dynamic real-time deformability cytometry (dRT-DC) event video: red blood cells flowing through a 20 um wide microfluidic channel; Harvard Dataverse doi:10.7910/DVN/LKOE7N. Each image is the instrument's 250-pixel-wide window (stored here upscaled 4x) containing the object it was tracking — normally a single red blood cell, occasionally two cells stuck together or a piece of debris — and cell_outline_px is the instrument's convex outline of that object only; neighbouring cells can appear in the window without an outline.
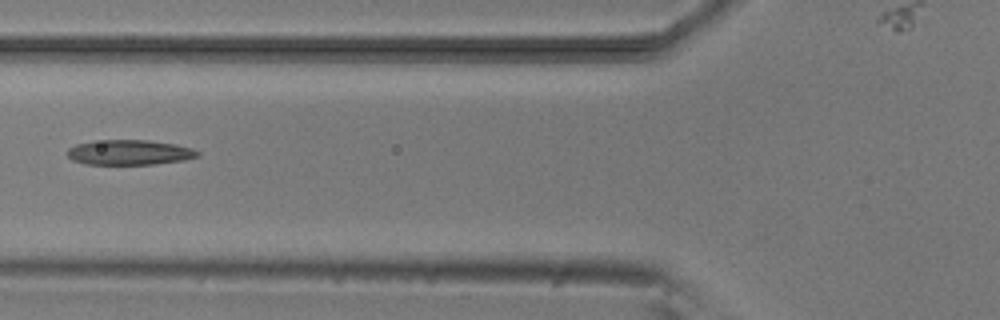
{"species": "common noctule bat (a hibernating species)", "species_latin": "Nyctalus noctula", "temperature_condition": "room temperature", "stored_images_in_passage": 6, "camera_frame_rate_fps": 3000, "um_per_image_px": 0.085, "animal": {"sex": "male", "body_mass_g": 20.5, "forearm_length_mm": 52.5}, "frame": {"image": 1, "passage_image": 5, "time_ms": 5.333, "image_size_px": [1000, 320], "cell_outline_px": [[200, 156], [184, 160], [156, 164], [84, 164], [72, 160], [68, 156], [68, 148], [76, 144], [104, 140], [148, 140], [176, 144], [192, 148], [200, 152]], "centroid_in_image_um": [11.04, 12.96], "position_along_channel_um": 114.8, "area_um2": 19.02}}
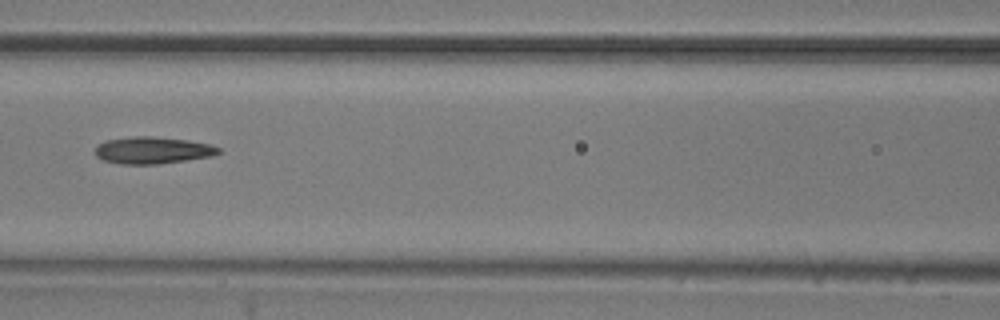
{"frame": {"image": 2, "passage_image": 6, "time_ms": 6.333, "image_size_px": [1000, 320], "cell_outline_px": [[220, 152], [212, 156], [160, 164], [120, 164], [104, 160], [96, 156], [96, 148], [100, 144], [108, 140], [132, 136], [152, 136], [188, 140], [208, 144], [220, 148]], "centroid_in_image_um": [12.99, 12.77], "position_along_channel_um": 153.6, "area_um2": 19.19}}